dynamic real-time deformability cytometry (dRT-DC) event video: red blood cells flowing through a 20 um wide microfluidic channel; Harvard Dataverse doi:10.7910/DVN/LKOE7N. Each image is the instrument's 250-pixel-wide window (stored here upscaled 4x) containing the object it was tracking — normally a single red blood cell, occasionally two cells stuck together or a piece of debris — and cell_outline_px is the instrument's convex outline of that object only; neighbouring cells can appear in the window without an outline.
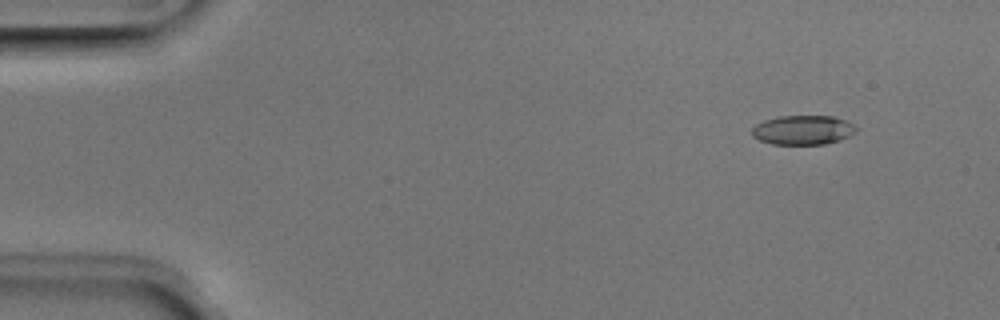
{"species": "Egyptian fruit bat (a non-hibernating species)", "species_latin": "Rousettus aegyptiacus", "temperature_condition": "room temperature", "stored_images_in_passage": 51, "camera_frame_rate_fps": 3000, "um_per_image_px": 0.085, "animal": {"sex": "male"}, "frame": {"image": 1, "passage_image": 5, "time_ms": 1.333, "image_size_px": [1000, 320], "cell_outline_px": [[856, 132], [840, 140], [824, 144], [772, 144], [760, 140], [752, 136], [752, 128], [756, 124], [764, 120], [776, 116], [832, 116], [844, 120], [852, 124], [856, 128]], "centroid_in_image_um": [68.22, 11.05], "position_along_channel_um": 16.8, "area_um2": 17.74}}
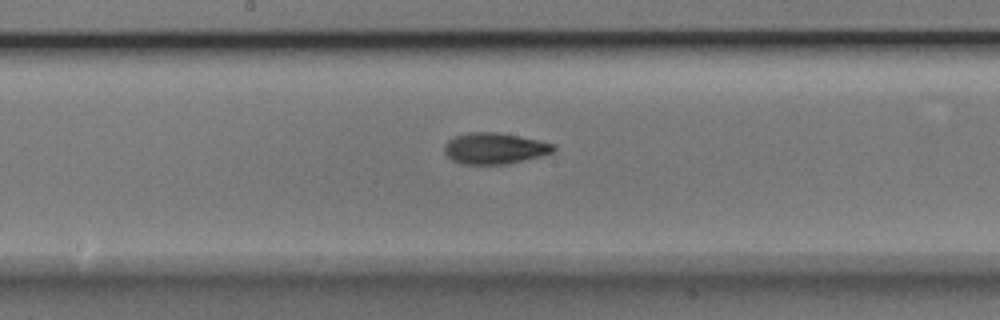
{"frame": {"image": 2, "passage_image": 27, "time_ms": 8.667, "image_size_px": [1000, 320], "cell_outline_px": [[556, 148], [552, 152], [540, 156], [504, 164], [460, 164], [452, 160], [444, 152], [444, 144], [448, 140], [456, 136], [468, 132], [496, 132], [540, 140], [556, 144]], "centroid_in_image_um": [42.02, 12.6], "position_along_channel_um": 206.2, "area_um2": 19.77}}
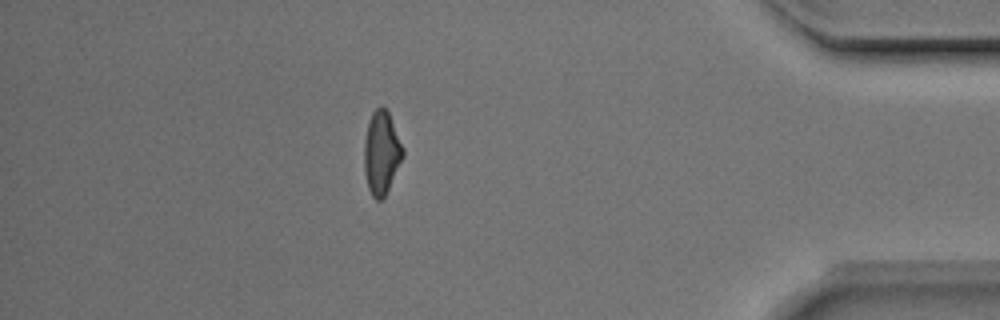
{"frame": {"image": 3, "passage_image": 45, "time_ms": 14.667, "image_size_px": [1000, 320], "cell_outline_px": [[404, 156], [384, 196], [380, 200], [376, 200], [372, 196], [368, 188], [364, 172], [364, 140], [368, 120], [372, 112], [380, 104], [388, 112], [404, 148]], "centroid_in_image_um": [32.41, 12.96], "position_along_channel_um": 402.8, "area_um2": 18.79}, "authors_computed_cell_mechanics": {"area_um2": 18.785, "velocity_mm_per_s": 3.9754, "shape_relaxation_time_tau1_ms": 2.9563, "shape_relaxation_time_tau2_ms": 2.5533, "deformation_change_tau1": 0.1275, "deformation_change_tau2": 0.0962}}